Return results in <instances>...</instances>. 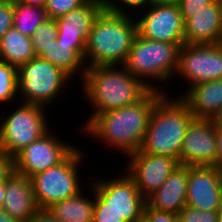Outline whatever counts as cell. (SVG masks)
<instances>
[{
    "label": "cell",
    "mask_w": 222,
    "mask_h": 222,
    "mask_svg": "<svg viewBox=\"0 0 222 222\" xmlns=\"http://www.w3.org/2000/svg\"><path fill=\"white\" fill-rule=\"evenodd\" d=\"M165 94L151 90L135 104L95 115L80 131L127 157L140 149L151 113Z\"/></svg>",
    "instance_id": "6da1fadb"
},
{
    "label": "cell",
    "mask_w": 222,
    "mask_h": 222,
    "mask_svg": "<svg viewBox=\"0 0 222 222\" xmlns=\"http://www.w3.org/2000/svg\"><path fill=\"white\" fill-rule=\"evenodd\" d=\"M80 82L84 99L94 110L86 124L101 112L137 103L151 91L123 65L87 67Z\"/></svg>",
    "instance_id": "7a4b0ae2"
},
{
    "label": "cell",
    "mask_w": 222,
    "mask_h": 222,
    "mask_svg": "<svg viewBox=\"0 0 222 222\" xmlns=\"http://www.w3.org/2000/svg\"><path fill=\"white\" fill-rule=\"evenodd\" d=\"M133 17V18H132ZM103 9L96 17L85 48L87 67L123 65L137 35L134 16Z\"/></svg>",
    "instance_id": "3957f363"
},
{
    "label": "cell",
    "mask_w": 222,
    "mask_h": 222,
    "mask_svg": "<svg viewBox=\"0 0 222 222\" xmlns=\"http://www.w3.org/2000/svg\"><path fill=\"white\" fill-rule=\"evenodd\" d=\"M167 95L155 105L139 151L173 157L180 163L182 142L195 117L180 97Z\"/></svg>",
    "instance_id": "277c9868"
},
{
    "label": "cell",
    "mask_w": 222,
    "mask_h": 222,
    "mask_svg": "<svg viewBox=\"0 0 222 222\" xmlns=\"http://www.w3.org/2000/svg\"><path fill=\"white\" fill-rule=\"evenodd\" d=\"M182 45L148 40L137 34L123 66L149 89L166 93V89H159L155 84L156 81L162 84L169 82L171 77H175Z\"/></svg>",
    "instance_id": "5b68a950"
},
{
    "label": "cell",
    "mask_w": 222,
    "mask_h": 222,
    "mask_svg": "<svg viewBox=\"0 0 222 222\" xmlns=\"http://www.w3.org/2000/svg\"><path fill=\"white\" fill-rule=\"evenodd\" d=\"M83 151L76 147L61 163L29 178L38 208L47 209L52 204L75 197L83 191L80 180L82 174L78 168L84 160Z\"/></svg>",
    "instance_id": "8992f818"
},
{
    "label": "cell",
    "mask_w": 222,
    "mask_h": 222,
    "mask_svg": "<svg viewBox=\"0 0 222 222\" xmlns=\"http://www.w3.org/2000/svg\"><path fill=\"white\" fill-rule=\"evenodd\" d=\"M70 81L60 68L36 56L18 68V97L21 102L50 109Z\"/></svg>",
    "instance_id": "52a82bcc"
},
{
    "label": "cell",
    "mask_w": 222,
    "mask_h": 222,
    "mask_svg": "<svg viewBox=\"0 0 222 222\" xmlns=\"http://www.w3.org/2000/svg\"><path fill=\"white\" fill-rule=\"evenodd\" d=\"M45 106L22 102L14 111L1 117L0 148L13 158L26 146L35 142L49 130Z\"/></svg>",
    "instance_id": "ba28073f"
},
{
    "label": "cell",
    "mask_w": 222,
    "mask_h": 222,
    "mask_svg": "<svg viewBox=\"0 0 222 222\" xmlns=\"http://www.w3.org/2000/svg\"><path fill=\"white\" fill-rule=\"evenodd\" d=\"M124 174V175H123ZM118 178L91 180L95 192L94 207H109L124 221L134 222L143 217L146 199L140 194L134 180L124 171ZM95 180V181H94Z\"/></svg>",
    "instance_id": "9c48e42d"
},
{
    "label": "cell",
    "mask_w": 222,
    "mask_h": 222,
    "mask_svg": "<svg viewBox=\"0 0 222 222\" xmlns=\"http://www.w3.org/2000/svg\"><path fill=\"white\" fill-rule=\"evenodd\" d=\"M176 75L192 86L216 79H222V43L183 44L178 52Z\"/></svg>",
    "instance_id": "30bf717a"
},
{
    "label": "cell",
    "mask_w": 222,
    "mask_h": 222,
    "mask_svg": "<svg viewBox=\"0 0 222 222\" xmlns=\"http://www.w3.org/2000/svg\"><path fill=\"white\" fill-rule=\"evenodd\" d=\"M49 130L14 157V171L28 178L61 163L77 146ZM70 144V145H69Z\"/></svg>",
    "instance_id": "8fae6325"
},
{
    "label": "cell",
    "mask_w": 222,
    "mask_h": 222,
    "mask_svg": "<svg viewBox=\"0 0 222 222\" xmlns=\"http://www.w3.org/2000/svg\"><path fill=\"white\" fill-rule=\"evenodd\" d=\"M140 13L142 15L135 17L139 36L148 40L185 44L184 20L179 5L151 2Z\"/></svg>",
    "instance_id": "7c38bea8"
},
{
    "label": "cell",
    "mask_w": 222,
    "mask_h": 222,
    "mask_svg": "<svg viewBox=\"0 0 222 222\" xmlns=\"http://www.w3.org/2000/svg\"><path fill=\"white\" fill-rule=\"evenodd\" d=\"M127 159L125 171L145 199L157 191L180 164L173 157L143 153L139 150L127 156Z\"/></svg>",
    "instance_id": "4fadbf2b"
},
{
    "label": "cell",
    "mask_w": 222,
    "mask_h": 222,
    "mask_svg": "<svg viewBox=\"0 0 222 222\" xmlns=\"http://www.w3.org/2000/svg\"><path fill=\"white\" fill-rule=\"evenodd\" d=\"M216 126L212 119L194 118L182 142L180 164L216 167Z\"/></svg>",
    "instance_id": "5bb4252c"
},
{
    "label": "cell",
    "mask_w": 222,
    "mask_h": 222,
    "mask_svg": "<svg viewBox=\"0 0 222 222\" xmlns=\"http://www.w3.org/2000/svg\"><path fill=\"white\" fill-rule=\"evenodd\" d=\"M186 205L201 211L222 208V172L215 166H188Z\"/></svg>",
    "instance_id": "9a60e30c"
},
{
    "label": "cell",
    "mask_w": 222,
    "mask_h": 222,
    "mask_svg": "<svg viewBox=\"0 0 222 222\" xmlns=\"http://www.w3.org/2000/svg\"><path fill=\"white\" fill-rule=\"evenodd\" d=\"M101 6L85 2L56 20L58 29L57 45L79 49L85 55V48L93 23L103 10Z\"/></svg>",
    "instance_id": "2e32d148"
},
{
    "label": "cell",
    "mask_w": 222,
    "mask_h": 222,
    "mask_svg": "<svg viewBox=\"0 0 222 222\" xmlns=\"http://www.w3.org/2000/svg\"><path fill=\"white\" fill-rule=\"evenodd\" d=\"M185 44L222 43V0H214L184 22Z\"/></svg>",
    "instance_id": "e0dca14e"
},
{
    "label": "cell",
    "mask_w": 222,
    "mask_h": 222,
    "mask_svg": "<svg viewBox=\"0 0 222 222\" xmlns=\"http://www.w3.org/2000/svg\"><path fill=\"white\" fill-rule=\"evenodd\" d=\"M188 166L179 164L164 184L146 199L156 211L177 214L186 205Z\"/></svg>",
    "instance_id": "ac0fdd59"
},
{
    "label": "cell",
    "mask_w": 222,
    "mask_h": 222,
    "mask_svg": "<svg viewBox=\"0 0 222 222\" xmlns=\"http://www.w3.org/2000/svg\"><path fill=\"white\" fill-rule=\"evenodd\" d=\"M38 209L30 179L14 171L6 181L3 210L20 222H28Z\"/></svg>",
    "instance_id": "d6986e66"
},
{
    "label": "cell",
    "mask_w": 222,
    "mask_h": 222,
    "mask_svg": "<svg viewBox=\"0 0 222 222\" xmlns=\"http://www.w3.org/2000/svg\"><path fill=\"white\" fill-rule=\"evenodd\" d=\"M180 97L195 118L212 119L222 107V79L204 81L190 87Z\"/></svg>",
    "instance_id": "ffe728a7"
},
{
    "label": "cell",
    "mask_w": 222,
    "mask_h": 222,
    "mask_svg": "<svg viewBox=\"0 0 222 222\" xmlns=\"http://www.w3.org/2000/svg\"><path fill=\"white\" fill-rule=\"evenodd\" d=\"M89 188V193L93 194L90 197H85L87 193L81 191L75 197L52 204L48 211L60 222H93L95 192L92 186Z\"/></svg>",
    "instance_id": "44dd1931"
},
{
    "label": "cell",
    "mask_w": 222,
    "mask_h": 222,
    "mask_svg": "<svg viewBox=\"0 0 222 222\" xmlns=\"http://www.w3.org/2000/svg\"><path fill=\"white\" fill-rule=\"evenodd\" d=\"M36 57L30 36L10 28L0 39V61L12 64L17 69Z\"/></svg>",
    "instance_id": "7402d4cb"
},
{
    "label": "cell",
    "mask_w": 222,
    "mask_h": 222,
    "mask_svg": "<svg viewBox=\"0 0 222 222\" xmlns=\"http://www.w3.org/2000/svg\"><path fill=\"white\" fill-rule=\"evenodd\" d=\"M38 57L60 68L71 79L76 77L74 75L79 72V74H81L79 75V79L82 81L87 70L85 55L79 49H72L70 46L65 45H57L56 40L52 50L42 51Z\"/></svg>",
    "instance_id": "603a6c76"
},
{
    "label": "cell",
    "mask_w": 222,
    "mask_h": 222,
    "mask_svg": "<svg viewBox=\"0 0 222 222\" xmlns=\"http://www.w3.org/2000/svg\"><path fill=\"white\" fill-rule=\"evenodd\" d=\"M47 19L45 7L25 5L13 0V27L22 34L31 37Z\"/></svg>",
    "instance_id": "cb8c5ba5"
},
{
    "label": "cell",
    "mask_w": 222,
    "mask_h": 222,
    "mask_svg": "<svg viewBox=\"0 0 222 222\" xmlns=\"http://www.w3.org/2000/svg\"><path fill=\"white\" fill-rule=\"evenodd\" d=\"M18 69L0 61V104L18 102Z\"/></svg>",
    "instance_id": "d4e9b609"
},
{
    "label": "cell",
    "mask_w": 222,
    "mask_h": 222,
    "mask_svg": "<svg viewBox=\"0 0 222 222\" xmlns=\"http://www.w3.org/2000/svg\"><path fill=\"white\" fill-rule=\"evenodd\" d=\"M58 36V29L55 19L44 21L30 37L36 56L42 51H50L55 46V40Z\"/></svg>",
    "instance_id": "484cf974"
},
{
    "label": "cell",
    "mask_w": 222,
    "mask_h": 222,
    "mask_svg": "<svg viewBox=\"0 0 222 222\" xmlns=\"http://www.w3.org/2000/svg\"><path fill=\"white\" fill-rule=\"evenodd\" d=\"M84 3V0H46L45 10L49 19H57Z\"/></svg>",
    "instance_id": "4316f807"
},
{
    "label": "cell",
    "mask_w": 222,
    "mask_h": 222,
    "mask_svg": "<svg viewBox=\"0 0 222 222\" xmlns=\"http://www.w3.org/2000/svg\"><path fill=\"white\" fill-rule=\"evenodd\" d=\"M219 211H201L185 205L178 213L179 222H218Z\"/></svg>",
    "instance_id": "83f0119b"
},
{
    "label": "cell",
    "mask_w": 222,
    "mask_h": 222,
    "mask_svg": "<svg viewBox=\"0 0 222 222\" xmlns=\"http://www.w3.org/2000/svg\"><path fill=\"white\" fill-rule=\"evenodd\" d=\"M150 4H151V2L149 0H111V4L109 6V9L114 12L121 13V14H127V15L132 14V12L128 13V11H131V10L135 11L136 10L135 13L137 14V12H138V14L140 15L139 12L147 9L150 6ZM128 7L131 9L127 10V9H129ZM137 9H138V11H137Z\"/></svg>",
    "instance_id": "f1b7e54d"
},
{
    "label": "cell",
    "mask_w": 222,
    "mask_h": 222,
    "mask_svg": "<svg viewBox=\"0 0 222 222\" xmlns=\"http://www.w3.org/2000/svg\"><path fill=\"white\" fill-rule=\"evenodd\" d=\"M13 27V0H0V39Z\"/></svg>",
    "instance_id": "f546056e"
},
{
    "label": "cell",
    "mask_w": 222,
    "mask_h": 222,
    "mask_svg": "<svg viewBox=\"0 0 222 222\" xmlns=\"http://www.w3.org/2000/svg\"><path fill=\"white\" fill-rule=\"evenodd\" d=\"M214 0H181L179 7L184 22L211 4Z\"/></svg>",
    "instance_id": "4dcf8cb0"
},
{
    "label": "cell",
    "mask_w": 222,
    "mask_h": 222,
    "mask_svg": "<svg viewBox=\"0 0 222 222\" xmlns=\"http://www.w3.org/2000/svg\"><path fill=\"white\" fill-rule=\"evenodd\" d=\"M143 217L147 222H179L177 214L156 211L147 204L144 206Z\"/></svg>",
    "instance_id": "1f68e13d"
},
{
    "label": "cell",
    "mask_w": 222,
    "mask_h": 222,
    "mask_svg": "<svg viewBox=\"0 0 222 222\" xmlns=\"http://www.w3.org/2000/svg\"><path fill=\"white\" fill-rule=\"evenodd\" d=\"M93 222H126L121 215L109 207H94Z\"/></svg>",
    "instance_id": "d6a6232c"
},
{
    "label": "cell",
    "mask_w": 222,
    "mask_h": 222,
    "mask_svg": "<svg viewBox=\"0 0 222 222\" xmlns=\"http://www.w3.org/2000/svg\"><path fill=\"white\" fill-rule=\"evenodd\" d=\"M14 172V158L0 148V180H7Z\"/></svg>",
    "instance_id": "836d02e7"
},
{
    "label": "cell",
    "mask_w": 222,
    "mask_h": 222,
    "mask_svg": "<svg viewBox=\"0 0 222 222\" xmlns=\"http://www.w3.org/2000/svg\"><path fill=\"white\" fill-rule=\"evenodd\" d=\"M28 222H60L48 209H38Z\"/></svg>",
    "instance_id": "e575fe53"
},
{
    "label": "cell",
    "mask_w": 222,
    "mask_h": 222,
    "mask_svg": "<svg viewBox=\"0 0 222 222\" xmlns=\"http://www.w3.org/2000/svg\"><path fill=\"white\" fill-rule=\"evenodd\" d=\"M216 145H217V152H216V167H222V127L216 126Z\"/></svg>",
    "instance_id": "d590c367"
},
{
    "label": "cell",
    "mask_w": 222,
    "mask_h": 222,
    "mask_svg": "<svg viewBox=\"0 0 222 222\" xmlns=\"http://www.w3.org/2000/svg\"><path fill=\"white\" fill-rule=\"evenodd\" d=\"M18 3H22L25 5L45 7L46 0H16Z\"/></svg>",
    "instance_id": "8d00e7d4"
},
{
    "label": "cell",
    "mask_w": 222,
    "mask_h": 222,
    "mask_svg": "<svg viewBox=\"0 0 222 222\" xmlns=\"http://www.w3.org/2000/svg\"><path fill=\"white\" fill-rule=\"evenodd\" d=\"M0 222H20L19 220L11 217L7 212L0 208Z\"/></svg>",
    "instance_id": "74e56055"
},
{
    "label": "cell",
    "mask_w": 222,
    "mask_h": 222,
    "mask_svg": "<svg viewBox=\"0 0 222 222\" xmlns=\"http://www.w3.org/2000/svg\"><path fill=\"white\" fill-rule=\"evenodd\" d=\"M84 1L87 3L97 4L104 9H108L111 4V0H84Z\"/></svg>",
    "instance_id": "f35d334b"
},
{
    "label": "cell",
    "mask_w": 222,
    "mask_h": 222,
    "mask_svg": "<svg viewBox=\"0 0 222 222\" xmlns=\"http://www.w3.org/2000/svg\"><path fill=\"white\" fill-rule=\"evenodd\" d=\"M7 180H0V208H3Z\"/></svg>",
    "instance_id": "ab89813d"
},
{
    "label": "cell",
    "mask_w": 222,
    "mask_h": 222,
    "mask_svg": "<svg viewBox=\"0 0 222 222\" xmlns=\"http://www.w3.org/2000/svg\"><path fill=\"white\" fill-rule=\"evenodd\" d=\"M213 124L215 126H221L222 127V107L219 109V111L214 115L212 118Z\"/></svg>",
    "instance_id": "60d3db41"
},
{
    "label": "cell",
    "mask_w": 222,
    "mask_h": 222,
    "mask_svg": "<svg viewBox=\"0 0 222 222\" xmlns=\"http://www.w3.org/2000/svg\"><path fill=\"white\" fill-rule=\"evenodd\" d=\"M154 2L162 3V4H175V5H179L181 0H155Z\"/></svg>",
    "instance_id": "b9f144b4"
},
{
    "label": "cell",
    "mask_w": 222,
    "mask_h": 222,
    "mask_svg": "<svg viewBox=\"0 0 222 222\" xmlns=\"http://www.w3.org/2000/svg\"><path fill=\"white\" fill-rule=\"evenodd\" d=\"M218 222H222V208H221L220 211H219Z\"/></svg>",
    "instance_id": "7bdbcfd3"
},
{
    "label": "cell",
    "mask_w": 222,
    "mask_h": 222,
    "mask_svg": "<svg viewBox=\"0 0 222 222\" xmlns=\"http://www.w3.org/2000/svg\"><path fill=\"white\" fill-rule=\"evenodd\" d=\"M134 222H147V221L145 220L144 217H142L141 219H139V220H137V221H134Z\"/></svg>",
    "instance_id": "ee69618b"
}]
</instances>
